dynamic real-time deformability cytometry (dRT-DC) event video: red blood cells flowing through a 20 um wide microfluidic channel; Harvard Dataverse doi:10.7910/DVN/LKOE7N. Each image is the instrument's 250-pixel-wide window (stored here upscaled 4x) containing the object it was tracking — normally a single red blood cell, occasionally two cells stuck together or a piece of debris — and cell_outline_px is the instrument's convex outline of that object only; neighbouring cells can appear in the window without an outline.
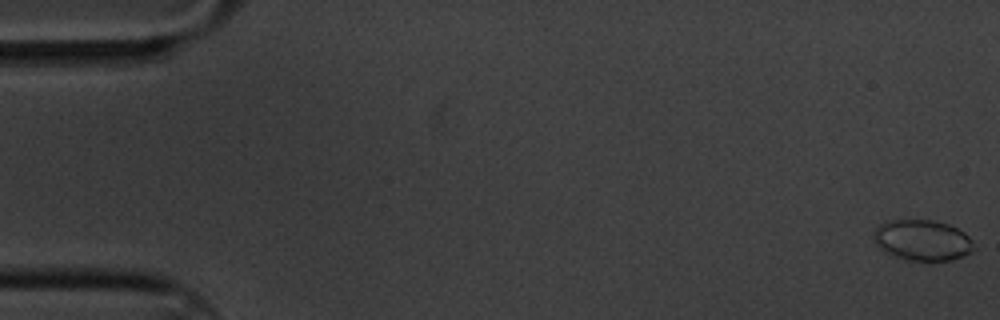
{"species": "common noctule bat (a hibernating species)", "species_latin": "Nyctalus noctula", "temperature_condition": "cold", "stored_images_in_passage": 5, "camera_frame_rate_fps": 3000, "um_per_image_px": 0.085, "animal": {"sex": "male", "body_mass_g": 20.1, "forearm_length_mm": 53.5}, "frame": {"image": 1, "passage_image": 1, "time_ms": 0.0, "image_size_px": [1000, 320], "cell_outline_px": [[976, 248], [972, 252], [952, 260], [908, 260], [884, 252], [872, 240], [872, 232], [880, 224], [888, 220], [932, 220], [948, 224], [964, 232], [972, 240]], "centroid_in_image_um": [78.39, 20.41], "position_along_channel_um": 6.6, "area_um2": 23.93}}